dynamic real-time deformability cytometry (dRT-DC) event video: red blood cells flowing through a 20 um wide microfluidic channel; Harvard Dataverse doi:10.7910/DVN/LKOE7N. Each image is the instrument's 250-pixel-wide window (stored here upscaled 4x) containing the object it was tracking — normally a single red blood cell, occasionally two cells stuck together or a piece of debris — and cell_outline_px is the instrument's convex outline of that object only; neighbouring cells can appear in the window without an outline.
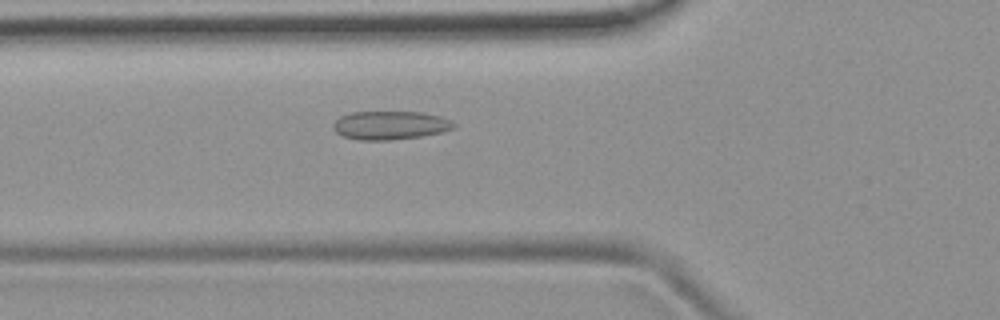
{"species": "common noctule bat (a hibernating species)", "species_latin": "Nyctalus noctula", "temperature_condition": "room temperature", "stored_images_in_passage": 52, "camera_frame_rate_fps": 3000, "um_per_image_px": 0.085, "animal": {"sex": "female", "body_mass_g": 19.9}, "frame": {"image": 1, "passage_image": 19, "time_ms": 6.0, "image_size_px": [1000, 320], "cell_outline_px": [[456, 124], [452, 128], [440, 132], [420, 136], [392, 140], [360, 140], [344, 136], [336, 132], [332, 128], [332, 124], [340, 116], [352, 112], [420, 112], [440, 116], [452, 120]], "centroid_in_image_um": [33.14, 10.64], "position_along_channel_um": 92.7, "area_um2": 19.94}}
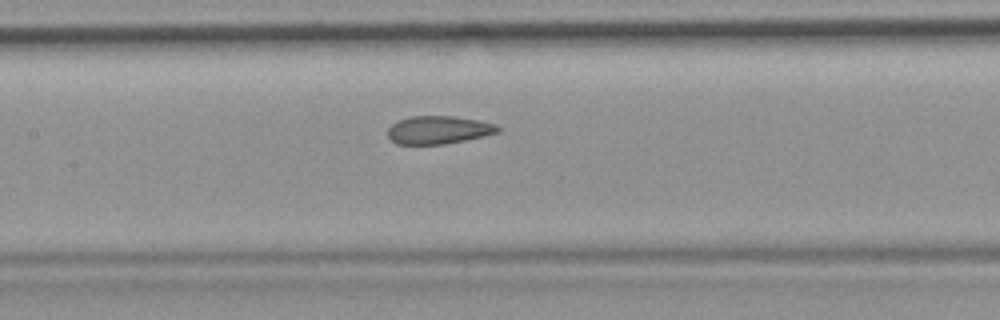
{"frame": {"image": 2, "passage_image": 25, "time_ms": 8.0, "image_size_px": [1000, 320], "cell_outline_px": [[500, 132], [484, 136], [444, 144], [396, 144], [388, 136], [388, 128], [392, 124], [400, 120], [412, 116], [456, 116], [480, 120], [496, 124], [500, 128]], "centroid_in_image_um": [37.31, 11.04], "position_along_channel_um": 170.1, "area_um2": 17.98}}
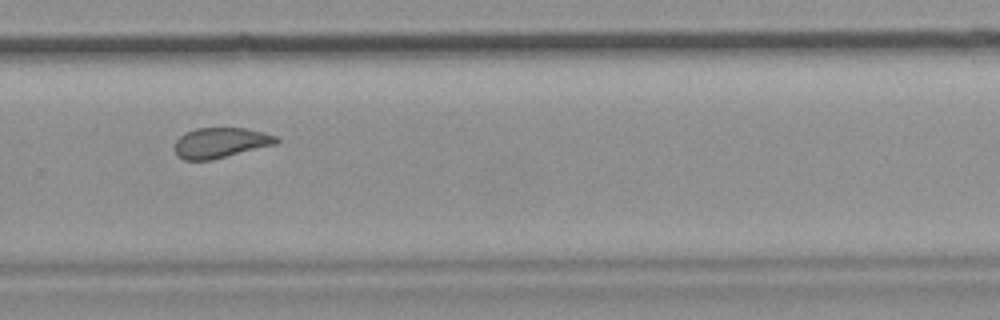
{"frame": {"image": 3, "passage_image": 36, "time_ms": 11.667, "image_size_px": [1000, 320], "cell_outline_px": [[280, 140], [276, 144], [212, 160], [184, 160], [176, 156], [176, 140], [184, 132], [196, 128], [244, 128], [264, 132], [276, 136]], "centroid_in_image_um": [18.74, 12.13], "position_along_channel_um": 311.1, "area_um2": 17.98}, "authors_computed_cell_mechanics": {"area_um2": 19.6231, "velocity_mm_per_s": 3.8622, "shape_relaxation_time_tau1_ms": null, "shape_relaxation_time_tau2_ms": 1.9714, "deformation_change_tau1": null, "deformation_change_tau2": 0.0699}}